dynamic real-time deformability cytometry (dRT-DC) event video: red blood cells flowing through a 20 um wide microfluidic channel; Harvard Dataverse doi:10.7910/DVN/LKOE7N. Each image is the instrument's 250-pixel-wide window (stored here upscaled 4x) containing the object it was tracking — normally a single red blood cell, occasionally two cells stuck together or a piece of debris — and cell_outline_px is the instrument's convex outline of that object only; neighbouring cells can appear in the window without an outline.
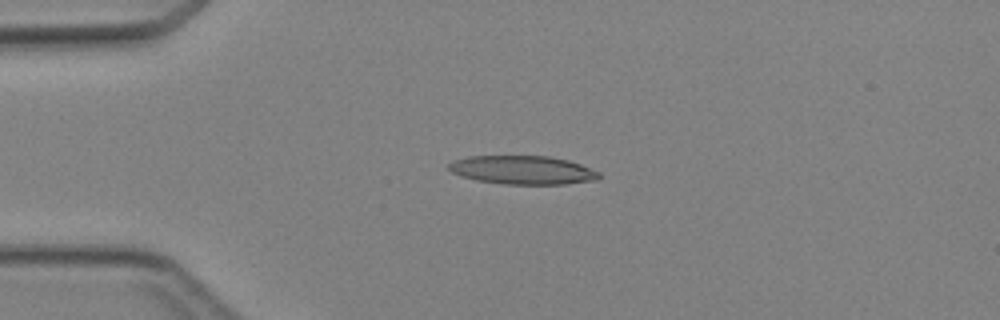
{"species": "Egyptian fruit bat (a non-hibernating species)", "species_latin": "Rousettus aegyptiacus", "temperature_condition": "cold", "stored_images_in_passage": 4, "camera_frame_rate_fps": 3000, "um_per_image_px": 0.085, "animal": {"sex": "female"}, "frame": {"image": 1, "passage_image": 3, "time_ms": 2.333, "image_size_px": [1000, 320], "cell_outline_px": [[600, 176], [596, 180], [564, 184], [504, 184], [476, 180], [460, 176], [452, 172], [448, 168], [448, 164], [452, 160], [468, 156], [548, 156], [568, 160], [580, 164], [600, 172]], "centroid_in_image_um": [44.4, 14.45], "position_along_channel_um": 40.6, "area_um2": 25.09}}